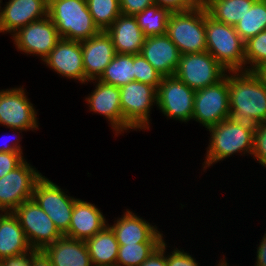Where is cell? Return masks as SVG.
<instances>
[{"mask_svg": "<svg viewBox=\"0 0 266 266\" xmlns=\"http://www.w3.org/2000/svg\"><path fill=\"white\" fill-rule=\"evenodd\" d=\"M13 213L19 219L32 248L42 251L62 236L54 222L33 199L23 202Z\"/></svg>", "mask_w": 266, "mask_h": 266, "instance_id": "cell-7", "label": "cell"}, {"mask_svg": "<svg viewBox=\"0 0 266 266\" xmlns=\"http://www.w3.org/2000/svg\"><path fill=\"white\" fill-rule=\"evenodd\" d=\"M31 266H53L47 256L39 251L34 257Z\"/></svg>", "mask_w": 266, "mask_h": 266, "instance_id": "cell-42", "label": "cell"}, {"mask_svg": "<svg viewBox=\"0 0 266 266\" xmlns=\"http://www.w3.org/2000/svg\"><path fill=\"white\" fill-rule=\"evenodd\" d=\"M165 241L140 266H167Z\"/></svg>", "mask_w": 266, "mask_h": 266, "instance_id": "cell-40", "label": "cell"}, {"mask_svg": "<svg viewBox=\"0 0 266 266\" xmlns=\"http://www.w3.org/2000/svg\"><path fill=\"white\" fill-rule=\"evenodd\" d=\"M120 104L124 120L133 129H149L150 110L157 105V89L138 81L119 88Z\"/></svg>", "mask_w": 266, "mask_h": 266, "instance_id": "cell-9", "label": "cell"}, {"mask_svg": "<svg viewBox=\"0 0 266 266\" xmlns=\"http://www.w3.org/2000/svg\"><path fill=\"white\" fill-rule=\"evenodd\" d=\"M177 249H174L172 254L167 256V266H198V263L191 255Z\"/></svg>", "mask_w": 266, "mask_h": 266, "instance_id": "cell-39", "label": "cell"}, {"mask_svg": "<svg viewBox=\"0 0 266 266\" xmlns=\"http://www.w3.org/2000/svg\"><path fill=\"white\" fill-rule=\"evenodd\" d=\"M97 80L119 88L135 81L133 54L116 53Z\"/></svg>", "mask_w": 266, "mask_h": 266, "instance_id": "cell-27", "label": "cell"}, {"mask_svg": "<svg viewBox=\"0 0 266 266\" xmlns=\"http://www.w3.org/2000/svg\"><path fill=\"white\" fill-rule=\"evenodd\" d=\"M253 157L266 167V122L259 123L254 128Z\"/></svg>", "mask_w": 266, "mask_h": 266, "instance_id": "cell-34", "label": "cell"}, {"mask_svg": "<svg viewBox=\"0 0 266 266\" xmlns=\"http://www.w3.org/2000/svg\"><path fill=\"white\" fill-rule=\"evenodd\" d=\"M85 77L98 79L116 55L111 37L106 31L81 41Z\"/></svg>", "mask_w": 266, "mask_h": 266, "instance_id": "cell-18", "label": "cell"}, {"mask_svg": "<svg viewBox=\"0 0 266 266\" xmlns=\"http://www.w3.org/2000/svg\"><path fill=\"white\" fill-rule=\"evenodd\" d=\"M225 76L230 117L254 126L266 122V85L261 79L253 71H232V75Z\"/></svg>", "mask_w": 266, "mask_h": 266, "instance_id": "cell-1", "label": "cell"}, {"mask_svg": "<svg viewBox=\"0 0 266 266\" xmlns=\"http://www.w3.org/2000/svg\"><path fill=\"white\" fill-rule=\"evenodd\" d=\"M227 70L207 51L180 55L175 76L189 88L198 90L214 85L225 77Z\"/></svg>", "mask_w": 266, "mask_h": 266, "instance_id": "cell-6", "label": "cell"}, {"mask_svg": "<svg viewBox=\"0 0 266 266\" xmlns=\"http://www.w3.org/2000/svg\"><path fill=\"white\" fill-rule=\"evenodd\" d=\"M42 252L53 266H92L88 247L83 240L62 235Z\"/></svg>", "mask_w": 266, "mask_h": 266, "instance_id": "cell-23", "label": "cell"}, {"mask_svg": "<svg viewBox=\"0 0 266 266\" xmlns=\"http://www.w3.org/2000/svg\"><path fill=\"white\" fill-rule=\"evenodd\" d=\"M264 62H266V30L245 42V64H250L249 68L247 66V71H254Z\"/></svg>", "mask_w": 266, "mask_h": 266, "instance_id": "cell-32", "label": "cell"}, {"mask_svg": "<svg viewBox=\"0 0 266 266\" xmlns=\"http://www.w3.org/2000/svg\"><path fill=\"white\" fill-rule=\"evenodd\" d=\"M94 24L106 31L121 14L119 0H86Z\"/></svg>", "mask_w": 266, "mask_h": 266, "instance_id": "cell-30", "label": "cell"}, {"mask_svg": "<svg viewBox=\"0 0 266 266\" xmlns=\"http://www.w3.org/2000/svg\"><path fill=\"white\" fill-rule=\"evenodd\" d=\"M255 126L247 122L233 120L231 117L209 128L210 145L206 153V168L213 163L224 160L237 152L253 153Z\"/></svg>", "mask_w": 266, "mask_h": 266, "instance_id": "cell-2", "label": "cell"}, {"mask_svg": "<svg viewBox=\"0 0 266 266\" xmlns=\"http://www.w3.org/2000/svg\"><path fill=\"white\" fill-rule=\"evenodd\" d=\"M224 260L225 259H223V261H222V259H221L220 260L221 262L218 264V266H228L227 263H226V261L224 262Z\"/></svg>", "mask_w": 266, "mask_h": 266, "instance_id": "cell-45", "label": "cell"}, {"mask_svg": "<svg viewBox=\"0 0 266 266\" xmlns=\"http://www.w3.org/2000/svg\"><path fill=\"white\" fill-rule=\"evenodd\" d=\"M85 242L92 266H116L119 244L109 224Z\"/></svg>", "mask_w": 266, "mask_h": 266, "instance_id": "cell-25", "label": "cell"}, {"mask_svg": "<svg viewBox=\"0 0 266 266\" xmlns=\"http://www.w3.org/2000/svg\"><path fill=\"white\" fill-rule=\"evenodd\" d=\"M19 219L13 212L4 213L0 219V260L29 250Z\"/></svg>", "mask_w": 266, "mask_h": 266, "instance_id": "cell-24", "label": "cell"}, {"mask_svg": "<svg viewBox=\"0 0 266 266\" xmlns=\"http://www.w3.org/2000/svg\"><path fill=\"white\" fill-rule=\"evenodd\" d=\"M253 72L261 79V82L266 85V62L258 66Z\"/></svg>", "mask_w": 266, "mask_h": 266, "instance_id": "cell-44", "label": "cell"}, {"mask_svg": "<svg viewBox=\"0 0 266 266\" xmlns=\"http://www.w3.org/2000/svg\"><path fill=\"white\" fill-rule=\"evenodd\" d=\"M23 153L0 152V178L18 167L25 159Z\"/></svg>", "mask_w": 266, "mask_h": 266, "instance_id": "cell-37", "label": "cell"}, {"mask_svg": "<svg viewBox=\"0 0 266 266\" xmlns=\"http://www.w3.org/2000/svg\"><path fill=\"white\" fill-rule=\"evenodd\" d=\"M256 266H266V233L257 248Z\"/></svg>", "mask_w": 266, "mask_h": 266, "instance_id": "cell-41", "label": "cell"}, {"mask_svg": "<svg viewBox=\"0 0 266 266\" xmlns=\"http://www.w3.org/2000/svg\"><path fill=\"white\" fill-rule=\"evenodd\" d=\"M127 210L122 218L110 226L119 245L135 243H163V234L157 227Z\"/></svg>", "mask_w": 266, "mask_h": 266, "instance_id": "cell-20", "label": "cell"}, {"mask_svg": "<svg viewBox=\"0 0 266 266\" xmlns=\"http://www.w3.org/2000/svg\"><path fill=\"white\" fill-rule=\"evenodd\" d=\"M256 0H202L214 20L235 26Z\"/></svg>", "mask_w": 266, "mask_h": 266, "instance_id": "cell-26", "label": "cell"}, {"mask_svg": "<svg viewBox=\"0 0 266 266\" xmlns=\"http://www.w3.org/2000/svg\"><path fill=\"white\" fill-rule=\"evenodd\" d=\"M154 4L168 8L171 12L187 11L202 5V0H153Z\"/></svg>", "mask_w": 266, "mask_h": 266, "instance_id": "cell-35", "label": "cell"}, {"mask_svg": "<svg viewBox=\"0 0 266 266\" xmlns=\"http://www.w3.org/2000/svg\"><path fill=\"white\" fill-rule=\"evenodd\" d=\"M166 34L181 55L206 52L205 6L171 12Z\"/></svg>", "mask_w": 266, "mask_h": 266, "instance_id": "cell-5", "label": "cell"}, {"mask_svg": "<svg viewBox=\"0 0 266 266\" xmlns=\"http://www.w3.org/2000/svg\"><path fill=\"white\" fill-rule=\"evenodd\" d=\"M0 210H1V209H0ZM1 212H2V213H7V212H5L4 210H1L0 213H1ZM2 213L0 214V219L4 216Z\"/></svg>", "mask_w": 266, "mask_h": 266, "instance_id": "cell-46", "label": "cell"}, {"mask_svg": "<svg viewBox=\"0 0 266 266\" xmlns=\"http://www.w3.org/2000/svg\"><path fill=\"white\" fill-rule=\"evenodd\" d=\"M48 16L64 39L83 41L100 32L86 0H48Z\"/></svg>", "mask_w": 266, "mask_h": 266, "instance_id": "cell-4", "label": "cell"}, {"mask_svg": "<svg viewBox=\"0 0 266 266\" xmlns=\"http://www.w3.org/2000/svg\"><path fill=\"white\" fill-rule=\"evenodd\" d=\"M106 33L111 37L116 53H141L146 37L134 16L121 13Z\"/></svg>", "mask_w": 266, "mask_h": 266, "instance_id": "cell-21", "label": "cell"}, {"mask_svg": "<svg viewBox=\"0 0 266 266\" xmlns=\"http://www.w3.org/2000/svg\"><path fill=\"white\" fill-rule=\"evenodd\" d=\"M41 177L42 174L25 160L0 178V209L13 212L23 202L32 199L34 187Z\"/></svg>", "mask_w": 266, "mask_h": 266, "instance_id": "cell-11", "label": "cell"}, {"mask_svg": "<svg viewBox=\"0 0 266 266\" xmlns=\"http://www.w3.org/2000/svg\"><path fill=\"white\" fill-rule=\"evenodd\" d=\"M205 31L209 54L229 73L247 71L245 68V42L237 33L235 26L214 20L205 9Z\"/></svg>", "mask_w": 266, "mask_h": 266, "instance_id": "cell-3", "label": "cell"}, {"mask_svg": "<svg viewBox=\"0 0 266 266\" xmlns=\"http://www.w3.org/2000/svg\"><path fill=\"white\" fill-rule=\"evenodd\" d=\"M96 81L95 90L86 98L90 111L99 113L108 119L117 134L133 129L123 118L119 87L95 79Z\"/></svg>", "mask_w": 266, "mask_h": 266, "instance_id": "cell-17", "label": "cell"}, {"mask_svg": "<svg viewBox=\"0 0 266 266\" xmlns=\"http://www.w3.org/2000/svg\"><path fill=\"white\" fill-rule=\"evenodd\" d=\"M122 14L135 16L154 4L153 0H119Z\"/></svg>", "mask_w": 266, "mask_h": 266, "instance_id": "cell-38", "label": "cell"}, {"mask_svg": "<svg viewBox=\"0 0 266 266\" xmlns=\"http://www.w3.org/2000/svg\"><path fill=\"white\" fill-rule=\"evenodd\" d=\"M0 11V33H16L48 15V0H9Z\"/></svg>", "mask_w": 266, "mask_h": 266, "instance_id": "cell-16", "label": "cell"}, {"mask_svg": "<svg viewBox=\"0 0 266 266\" xmlns=\"http://www.w3.org/2000/svg\"><path fill=\"white\" fill-rule=\"evenodd\" d=\"M15 139H16V140H14L15 143H13V141H11L12 143L10 145H9V143L8 144L3 143L4 146L1 144L2 146L0 145V152L22 153L21 146H20V144L18 145L19 141L17 140V138H15Z\"/></svg>", "mask_w": 266, "mask_h": 266, "instance_id": "cell-43", "label": "cell"}, {"mask_svg": "<svg viewBox=\"0 0 266 266\" xmlns=\"http://www.w3.org/2000/svg\"><path fill=\"white\" fill-rule=\"evenodd\" d=\"M32 199L54 222L56 228L65 235L71 223L75 202L59 186L42 176L34 187Z\"/></svg>", "mask_w": 266, "mask_h": 266, "instance_id": "cell-8", "label": "cell"}, {"mask_svg": "<svg viewBox=\"0 0 266 266\" xmlns=\"http://www.w3.org/2000/svg\"><path fill=\"white\" fill-rule=\"evenodd\" d=\"M29 252V253H28ZM39 252L35 248L0 260V266H31L33 257Z\"/></svg>", "mask_w": 266, "mask_h": 266, "instance_id": "cell-36", "label": "cell"}, {"mask_svg": "<svg viewBox=\"0 0 266 266\" xmlns=\"http://www.w3.org/2000/svg\"><path fill=\"white\" fill-rule=\"evenodd\" d=\"M141 54L163 77L175 74L181 55L167 34L146 37Z\"/></svg>", "mask_w": 266, "mask_h": 266, "instance_id": "cell-19", "label": "cell"}, {"mask_svg": "<svg viewBox=\"0 0 266 266\" xmlns=\"http://www.w3.org/2000/svg\"><path fill=\"white\" fill-rule=\"evenodd\" d=\"M230 117L228 78L195 90L192 119L205 128L219 124Z\"/></svg>", "mask_w": 266, "mask_h": 266, "instance_id": "cell-10", "label": "cell"}, {"mask_svg": "<svg viewBox=\"0 0 266 266\" xmlns=\"http://www.w3.org/2000/svg\"><path fill=\"white\" fill-rule=\"evenodd\" d=\"M44 62L63 77L76 79L81 83L89 81L85 77L81 41L61 38Z\"/></svg>", "mask_w": 266, "mask_h": 266, "instance_id": "cell-15", "label": "cell"}, {"mask_svg": "<svg viewBox=\"0 0 266 266\" xmlns=\"http://www.w3.org/2000/svg\"><path fill=\"white\" fill-rule=\"evenodd\" d=\"M106 222L95 205L78 199L74 204L71 223L65 236L86 241L107 226Z\"/></svg>", "mask_w": 266, "mask_h": 266, "instance_id": "cell-22", "label": "cell"}, {"mask_svg": "<svg viewBox=\"0 0 266 266\" xmlns=\"http://www.w3.org/2000/svg\"><path fill=\"white\" fill-rule=\"evenodd\" d=\"M171 11L168 8L153 4L134 17L145 37L167 33V23Z\"/></svg>", "mask_w": 266, "mask_h": 266, "instance_id": "cell-28", "label": "cell"}, {"mask_svg": "<svg viewBox=\"0 0 266 266\" xmlns=\"http://www.w3.org/2000/svg\"><path fill=\"white\" fill-rule=\"evenodd\" d=\"M235 29L244 42L266 30V0H256Z\"/></svg>", "mask_w": 266, "mask_h": 266, "instance_id": "cell-29", "label": "cell"}, {"mask_svg": "<svg viewBox=\"0 0 266 266\" xmlns=\"http://www.w3.org/2000/svg\"><path fill=\"white\" fill-rule=\"evenodd\" d=\"M18 50L27 54L38 55L42 61L55 48L61 36L47 15L43 19L31 22L11 34Z\"/></svg>", "mask_w": 266, "mask_h": 266, "instance_id": "cell-14", "label": "cell"}, {"mask_svg": "<svg viewBox=\"0 0 266 266\" xmlns=\"http://www.w3.org/2000/svg\"><path fill=\"white\" fill-rule=\"evenodd\" d=\"M195 90L175 75L162 77L157 88V106L167 117L187 122L192 119Z\"/></svg>", "mask_w": 266, "mask_h": 266, "instance_id": "cell-12", "label": "cell"}, {"mask_svg": "<svg viewBox=\"0 0 266 266\" xmlns=\"http://www.w3.org/2000/svg\"><path fill=\"white\" fill-rule=\"evenodd\" d=\"M37 112L22 87L0 90V124L12 130H36Z\"/></svg>", "mask_w": 266, "mask_h": 266, "instance_id": "cell-13", "label": "cell"}, {"mask_svg": "<svg viewBox=\"0 0 266 266\" xmlns=\"http://www.w3.org/2000/svg\"><path fill=\"white\" fill-rule=\"evenodd\" d=\"M135 81L142 82L158 88L162 75L143 57V55H133Z\"/></svg>", "mask_w": 266, "mask_h": 266, "instance_id": "cell-33", "label": "cell"}, {"mask_svg": "<svg viewBox=\"0 0 266 266\" xmlns=\"http://www.w3.org/2000/svg\"><path fill=\"white\" fill-rule=\"evenodd\" d=\"M162 243L119 245L116 266H140Z\"/></svg>", "mask_w": 266, "mask_h": 266, "instance_id": "cell-31", "label": "cell"}]
</instances>
